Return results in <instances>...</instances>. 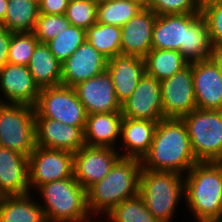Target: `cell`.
Returning a JSON list of instances; mask_svg holds the SVG:
<instances>
[{
	"mask_svg": "<svg viewBox=\"0 0 222 222\" xmlns=\"http://www.w3.org/2000/svg\"><path fill=\"white\" fill-rule=\"evenodd\" d=\"M141 163L143 169L183 176L198 163L182 118H163L157 123L150 150Z\"/></svg>",
	"mask_w": 222,
	"mask_h": 222,
	"instance_id": "6da1fadb",
	"label": "cell"
},
{
	"mask_svg": "<svg viewBox=\"0 0 222 222\" xmlns=\"http://www.w3.org/2000/svg\"><path fill=\"white\" fill-rule=\"evenodd\" d=\"M184 204L196 222L222 217V162H198L184 176Z\"/></svg>",
	"mask_w": 222,
	"mask_h": 222,
	"instance_id": "7a4b0ae2",
	"label": "cell"
},
{
	"mask_svg": "<svg viewBox=\"0 0 222 222\" xmlns=\"http://www.w3.org/2000/svg\"><path fill=\"white\" fill-rule=\"evenodd\" d=\"M142 163L137 158H120L102 180L86 190L91 216L103 217L116 205L139 193Z\"/></svg>",
	"mask_w": 222,
	"mask_h": 222,
	"instance_id": "3957f363",
	"label": "cell"
},
{
	"mask_svg": "<svg viewBox=\"0 0 222 222\" xmlns=\"http://www.w3.org/2000/svg\"><path fill=\"white\" fill-rule=\"evenodd\" d=\"M139 194L159 222H172L180 201H184V176L177 172L141 169Z\"/></svg>",
	"mask_w": 222,
	"mask_h": 222,
	"instance_id": "277c9868",
	"label": "cell"
},
{
	"mask_svg": "<svg viewBox=\"0 0 222 222\" xmlns=\"http://www.w3.org/2000/svg\"><path fill=\"white\" fill-rule=\"evenodd\" d=\"M36 191L41 197L36 200L43 199L39 203L46 222H80L91 216L87 207L86 190L74 176L46 183Z\"/></svg>",
	"mask_w": 222,
	"mask_h": 222,
	"instance_id": "5b68a950",
	"label": "cell"
},
{
	"mask_svg": "<svg viewBox=\"0 0 222 222\" xmlns=\"http://www.w3.org/2000/svg\"><path fill=\"white\" fill-rule=\"evenodd\" d=\"M198 162H222V110L194 109L182 117Z\"/></svg>",
	"mask_w": 222,
	"mask_h": 222,
	"instance_id": "8992f818",
	"label": "cell"
},
{
	"mask_svg": "<svg viewBox=\"0 0 222 222\" xmlns=\"http://www.w3.org/2000/svg\"><path fill=\"white\" fill-rule=\"evenodd\" d=\"M35 146L34 106L0 103V147L29 157Z\"/></svg>",
	"mask_w": 222,
	"mask_h": 222,
	"instance_id": "52a82bcc",
	"label": "cell"
},
{
	"mask_svg": "<svg viewBox=\"0 0 222 222\" xmlns=\"http://www.w3.org/2000/svg\"><path fill=\"white\" fill-rule=\"evenodd\" d=\"M34 110L35 118H51L84 131L87 113L74 87L59 85L42 88Z\"/></svg>",
	"mask_w": 222,
	"mask_h": 222,
	"instance_id": "ba28073f",
	"label": "cell"
},
{
	"mask_svg": "<svg viewBox=\"0 0 222 222\" xmlns=\"http://www.w3.org/2000/svg\"><path fill=\"white\" fill-rule=\"evenodd\" d=\"M73 164L74 153L36 145L28 157L31 193L46 183L72 178Z\"/></svg>",
	"mask_w": 222,
	"mask_h": 222,
	"instance_id": "9c48e42d",
	"label": "cell"
},
{
	"mask_svg": "<svg viewBox=\"0 0 222 222\" xmlns=\"http://www.w3.org/2000/svg\"><path fill=\"white\" fill-rule=\"evenodd\" d=\"M164 118H182L197 108L192 63L160 81Z\"/></svg>",
	"mask_w": 222,
	"mask_h": 222,
	"instance_id": "30bf717a",
	"label": "cell"
},
{
	"mask_svg": "<svg viewBox=\"0 0 222 222\" xmlns=\"http://www.w3.org/2000/svg\"><path fill=\"white\" fill-rule=\"evenodd\" d=\"M119 149L84 145L74 153L75 180L87 190L102 180L121 158Z\"/></svg>",
	"mask_w": 222,
	"mask_h": 222,
	"instance_id": "8fae6325",
	"label": "cell"
},
{
	"mask_svg": "<svg viewBox=\"0 0 222 222\" xmlns=\"http://www.w3.org/2000/svg\"><path fill=\"white\" fill-rule=\"evenodd\" d=\"M125 118L159 122L164 118L160 81L146 72L132 95L121 104Z\"/></svg>",
	"mask_w": 222,
	"mask_h": 222,
	"instance_id": "7c38bea8",
	"label": "cell"
},
{
	"mask_svg": "<svg viewBox=\"0 0 222 222\" xmlns=\"http://www.w3.org/2000/svg\"><path fill=\"white\" fill-rule=\"evenodd\" d=\"M40 90L28 66L6 63L0 68V103L34 106Z\"/></svg>",
	"mask_w": 222,
	"mask_h": 222,
	"instance_id": "4fadbf2b",
	"label": "cell"
},
{
	"mask_svg": "<svg viewBox=\"0 0 222 222\" xmlns=\"http://www.w3.org/2000/svg\"><path fill=\"white\" fill-rule=\"evenodd\" d=\"M87 115L121 111L111 75L106 71L74 86Z\"/></svg>",
	"mask_w": 222,
	"mask_h": 222,
	"instance_id": "5bb4252c",
	"label": "cell"
},
{
	"mask_svg": "<svg viewBox=\"0 0 222 222\" xmlns=\"http://www.w3.org/2000/svg\"><path fill=\"white\" fill-rule=\"evenodd\" d=\"M107 58L85 41L62 63L61 85L74 87L78 83L106 71Z\"/></svg>",
	"mask_w": 222,
	"mask_h": 222,
	"instance_id": "9a60e30c",
	"label": "cell"
},
{
	"mask_svg": "<svg viewBox=\"0 0 222 222\" xmlns=\"http://www.w3.org/2000/svg\"><path fill=\"white\" fill-rule=\"evenodd\" d=\"M36 145L77 152L85 145L84 131L80 127L63 124L51 118H35Z\"/></svg>",
	"mask_w": 222,
	"mask_h": 222,
	"instance_id": "2e32d148",
	"label": "cell"
},
{
	"mask_svg": "<svg viewBox=\"0 0 222 222\" xmlns=\"http://www.w3.org/2000/svg\"><path fill=\"white\" fill-rule=\"evenodd\" d=\"M197 108L222 110V77L211 59L192 62Z\"/></svg>",
	"mask_w": 222,
	"mask_h": 222,
	"instance_id": "e0dca14e",
	"label": "cell"
},
{
	"mask_svg": "<svg viewBox=\"0 0 222 222\" xmlns=\"http://www.w3.org/2000/svg\"><path fill=\"white\" fill-rule=\"evenodd\" d=\"M157 15L144 7L121 27V54L144 58L152 49V33Z\"/></svg>",
	"mask_w": 222,
	"mask_h": 222,
	"instance_id": "ac0fdd59",
	"label": "cell"
},
{
	"mask_svg": "<svg viewBox=\"0 0 222 222\" xmlns=\"http://www.w3.org/2000/svg\"><path fill=\"white\" fill-rule=\"evenodd\" d=\"M198 14L157 15L152 33V49L177 50L185 58L187 25Z\"/></svg>",
	"mask_w": 222,
	"mask_h": 222,
	"instance_id": "d6986e66",
	"label": "cell"
},
{
	"mask_svg": "<svg viewBox=\"0 0 222 222\" xmlns=\"http://www.w3.org/2000/svg\"><path fill=\"white\" fill-rule=\"evenodd\" d=\"M29 193L28 157L0 147V196Z\"/></svg>",
	"mask_w": 222,
	"mask_h": 222,
	"instance_id": "ffe728a7",
	"label": "cell"
},
{
	"mask_svg": "<svg viewBox=\"0 0 222 222\" xmlns=\"http://www.w3.org/2000/svg\"><path fill=\"white\" fill-rule=\"evenodd\" d=\"M106 70L111 75L116 97L122 104L132 95L145 73L144 58L119 54L107 60Z\"/></svg>",
	"mask_w": 222,
	"mask_h": 222,
	"instance_id": "44dd1931",
	"label": "cell"
},
{
	"mask_svg": "<svg viewBox=\"0 0 222 222\" xmlns=\"http://www.w3.org/2000/svg\"><path fill=\"white\" fill-rule=\"evenodd\" d=\"M122 120L121 111L87 115L84 127L85 145L116 149V145L119 146L120 143Z\"/></svg>",
	"mask_w": 222,
	"mask_h": 222,
	"instance_id": "7402d4cb",
	"label": "cell"
},
{
	"mask_svg": "<svg viewBox=\"0 0 222 222\" xmlns=\"http://www.w3.org/2000/svg\"><path fill=\"white\" fill-rule=\"evenodd\" d=\"M158 122L123 117L121 123L120 155L142 160L149 152ZM124 149V150H123Z\"/></svg>",
	"mask_w": 222,
	"mask_h": 222,
	"instance_id": "603a6c76",
	"label": "cell"
},
{
	"mask_svg": "<svg viewBox=\"0 0 222 222\" xmlns=\"http://www.w3.org/2000/svg\"><path fill=\"white\" fill-rule=\"evenodd\" d=\"M32 195L0 196V222H46L40 203Z\"/></svg>",
	"mask_w": 222,
	"mask_h": 222,
	"instance_id": "cb8c5ba5",
	"label": "cell"
},
{
	"mask_svg": "<svg viewBox=\"0 0 222 222\" xmlns=\"http://www.w3.org/2000/svg\"><path fill=\"white\" fill-rule=\"evenodd\" d=\"M28 69L40 89L61 85L62 63L50 51L46 43H38Z\"/></svg>",
	"mask_w": 222,
	"mask_h": 222,
	"instance_id": "d4e9b609",
	"label": "cell"
},
{
	"mask_svg": "<svg viewBox=\"0 0 222 222\" xmlns=\"http://www.w3.org/2000/svg\"><path fill=\"white\" fill-rule=\"evenodd\" d=\"M145 72L159 81L172 77L189 62L177 50L151 49L144 57Z\"/></svg>",
	"mask_w": 222,
	"mask_h": 222,
	"instance_id": "484cf974",
	"label": "cell"
},
{
	"mask_svg": "<svg viewBox=\"0 0 222 222\" xmlns=\"http://www.w3.org/2000/svg\"><path fill=\"white\" fill-rule=\"evenodd\" d=\"M212 43L205 18L199 13L187 25L185 59L189 62L210 59Z\"/></svg>",
	"mask_w": 222,
	"mask_h": 222,
	"instance_id": "4316f807",
	"label": "cell"
},
{
	"mask_svg": "<svg viewBox=\"0 0 222 222\" xmlns=\"http://www.w3.org/2000/svg\"><path fill=\"white\" fill-rule=\"evenodd\" d=\"M39 6L30 0H8L7 12L1 24L12 33L33 32Z\"/></svg>",
	"mask_w": 222,
	"mask_h": 222,
	"instance_id": "83f0119b",
	"label": "cell"
},
{
	"mask_svg": "<svg viewBox=\"0 0 222 222\" xmlns=\"http://www.w3.org/2000/svg\"><path fill=\"white\" fill-rule=\"evenodd\" d=\"M86 41L111 59L121 54V27L96 22L86 30Z\"/></svg>",
	"mask_w": 222,
	"mask_h": 222,
	"instance_id": "f1b7e54d",
	"label": "cell"
},
{
	"mask_svg": "<svg viewBox=\"0 0 222 222\" xmlns=\"http://www.w3.org/2000/svg\"><path fill=\"white\" fill-rule=\"evenodd\" d=\"M144 6L138 0H106L97 4V22L122 27Z\"/></svg>",
	"mask_w": 222,
	"mask_h": 222,
	"instance_id": "f546056e",
	"label": "cell"
},
{
	"mask_svg": "<svg viewBox=\"0 0 222 222\" xmlns=\"http://www.w3.org/2000/svg\"><path fill=\"white\" fill-rule=\"evenodd\" d=\"M105 217V221L109 219L107 222H159L139 193L116 205Z\"/></svg>",
	"mask_w": 222,
	"mask_h": 222,
	"instance_id": "4dcf8cb0",
	"label": "cell"
},
{
	"mask_svg": "<svg viewBox=\"0 0 222 222\" xmlns=\"http://www.w3.org/2000/svg\"><path fill=\"white\" fill-rule=\"evenodd\" d=\"M86 41V30L70 25L67 29L62 30L58 35L48 41L50 51L56 59L63 63L73 52Z\"/></svg>",
	"mask_w": 222,
	"mask_h": 222,
	"instance_id": "1f68e13d",
	"label": "cell"
},
{
	"mask_svg": "<svg viewBox=\"0 0 222 222\" xmlns=\"http://www.w3.org/2000/svg\"><path fill=\"white\" fill-rule=\"evenodd\" d=\"M38 43L33 32L12 33L7 63L28 66Z\"/></svg>",
	"mask_w": 222,
	"mask_h": 222,
	"instance_id": "d6a6232c",
	"label": "cell"
},
{
	"mask_svg": "<svg viewBox=\"0 0 222 222\" xmlns=\"http://www.w3.org/2000/svg\"><path fill=\"white\" fill-rule=\"evenodd\" d=\"M97 4L93 0H69L64 15L71 25L87 30L97 22Z\"/></svg>",
	"mask_w": 222,
	"mask_h": 222,
	"instance_id": "836d02e7",
	"label": "cell"
},
{
	"mask_svg": "<svg viewBox=\"0 0 222 222\" xmlns=\"http://www.w3.org/2000/svg\"><path fill=\"white\" fill-rule=\"evenodd\" d=\"M71 25L65 15L39 13L33 33L39 43H47Z\"/></svg>",
	"mask_w": 222,
	"mask_h": 222,
	"instance_id": "e575fe53",
	"label": "cell"
},
{
	"mask_svg": "<svg viewBox=\"0 0 222 222\" xmlns=\"http://www.w3.org/2000/svg\"><path fill=\"white\" fill-rule=\"evenodd\" d=\"M156 15L201 13L200 0H151L146 6Z\"/></svg>",
	"mask_w": 222,
	"mask_h": 222,
	"instance_id": "d590c367",
	"label": "cell"
},
{
	"mask_svg": "<svg viewBox=\"0 0 222 222\" xmlns=\"http://www.w3.org/2000/svg\"><path fill=\"white\" fill-rule=\"evenodd\" d=\"M201 14L207 23L212 45L222 44V1L202 6Z\"/></svg>",
	"mask_w": 222,
	"mask_h": 222,
	"instance_id": "8d00e7d4",
	"label": "cell"
},
{
	"mask_svg": "<svg viewBox=\"0 0 222 222\" xmlns=\"http://www.w3.org/2000/svg\"><path fill=\"white\" fill-rule=\"evenodd\" d=\"M69 0H41L39 13L49 15H64Z\"/></svg>",
	"mask_w": 222,
	"mask_h": 222,
	"instance_id": "74e56055",
	"label": "cell"
},
{
	"mask_svg": "<svg viewBox=\"0 0 222 222\" xmlns=\"http://www.w3.org/2000/svg\"><path fill=\"white\" fill-rule=\"evenodd\" d=\"M12 32L0 26V68L8 62V50Z\"/></svg>",
	"mask_w": 222,
	"mask_h": 222,
	"instance_id": "f35d334b",
	"label": "cell"
},
{
	"mask_svg": "<svg viewBox=\"0 0 222 222\" xmlns=\"http://www.w3.org/2000/svg\"><path fill=\"white\" fill-rule=\"evenodd\" d=\"M210 59L217 66L222 77V44L212 45Z\"/></svg>",
	"mask_w": 222,
	"mask_h": 222,
	"instance_id": "ab89813d",
	"label": "cell"
},
{
	"mask_svg": "<svg viewBox=\"0 0 222 222\" xmlns=\"http://www.w3.org/2000/svg\"><path fill=\"white\" fill-rule=\"evenodd\" d=\"M8 0H0V24L4 22L7 12Z\"/></svg>",
	"mask_w": 222,
	"mask_h": 222,
	"instance_id": "60d3db41",
	"label": "cell"
},
{
	"mask_svg": "<svg viewBox=\"0 0 222 222\" xmlns=\"http://www.w3.org/2000/svg\"><path fill=\"white\" fill-rule=\"evenodd\" d=\"M99 217V218H98ZM90 216L89 218H87L86 220H83V221H80V222H102L101 220L102 219H100V216ZM96 218H98V219H96ZM100 219V220H99Z\"/></svg>",
	"mask_w": 222,
	"mask_h": 222,
	"instance_id": "b9f144b4",
	"label": "cell"
},
{
	"mask_svg": "<svg viewBox=\"0 0 222 222\" xmlns=\"http://www.w3.org/2000/svg\"><path fill=\"white\" fill-rule=\"evenodd\" d=\"M218 1H222V0H200L202 6H205L206 4H212Z\"/></svg>",
	"mask_w": 222,
	"mask_h": 222,
	"instance_id": "7bdbcfd3",
	"label": "cell"
},
{
	"mask_svg": "<svg viewBox=\"0 0 222 222\" xmlns=\"http://www.w3.org/2000/svg\"><path fill=\"white\" fill-rule=\"evenodd\" d=\"M144 7H146L150 2L151 0H138Z\"/></svg>",
	"mask_w": 222,
	"mask_h": 222,
	"instance_id": "ee69618b",
	"label": "cell"
},
{
	"mask_svg": "<svg viewBox=\"0 0 222 222\" xmlns=\"http://www.w3.org/2000/svg\"><path fill=\"white\" fill-rule=\"evenodd\" d=\"M203 222H222V217L221 218H217V219H210V220H206Z\"/></svg>",
	"mask_w": 222,
	"mask_h": 222,
	"instance_id": "f6af8a7d",
	"label": "cell"
},
{
	"mask_svg": "<svg viewBox=\"0 0 222 222\" xmlns=\"http://www.w3.org/2000/svg\"><path fill=\"white\" fill-rule=\"evenodd\" d=\"M30 1H33L34 3H36V4H40V2H41V0H30Z\"/></svg>",
	"mask_w": 222,
	"mask_h": 222,
	"instance_id": "bcb514c9",
	"label": "cell"
},
{
	"mask_svg": "<svg viewBox=\"0 0 222 222\" xmlns=\"http://www.w3.org/2000/svg\"><path fill=\"white\" fill-rule=\"evenodd\" d=\"M93 1L96 2V3H99V2L106 1V0H93Z\"/></svg>",
	"mask_w": 222,
	"mask_h": 222,
	"instance_id": "7dc6e473",
	"label": "cell"
}]
</instances>
